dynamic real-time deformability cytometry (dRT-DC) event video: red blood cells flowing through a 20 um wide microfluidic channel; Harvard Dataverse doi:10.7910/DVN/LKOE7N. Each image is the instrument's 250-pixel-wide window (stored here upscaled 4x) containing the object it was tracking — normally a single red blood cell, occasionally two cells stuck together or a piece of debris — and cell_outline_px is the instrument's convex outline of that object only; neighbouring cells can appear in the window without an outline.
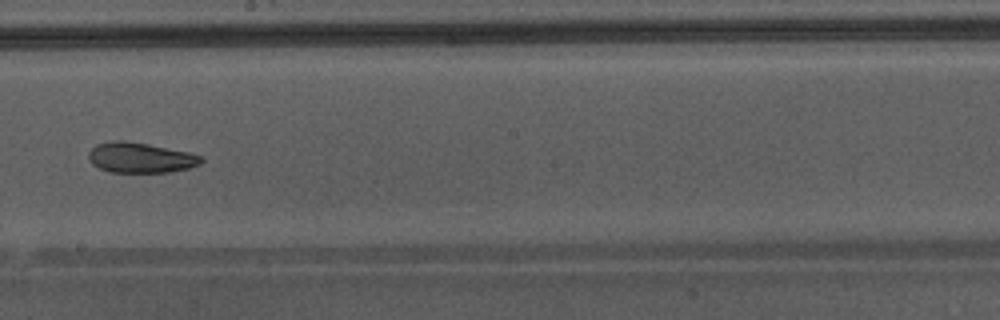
{"species": "Egyptian fruit bat (a non-hibernating species)", "species_latin": "Rousettus aegyptiacus", "temperature_condition": "warm", "stored_images_in_passage": 46, "camera_frame_rate_fps": 3000, "um_per_image_px": 0.085, "animal": {"sex": "male"}, "frame": {"image": 1, "passage_image": 27, "time_ms": 8.667, "image_size_px": [1000, 320], "cell_outline_px": [[204, 160], [200, 164], [188, 168], [168, 172], [108, 172], [92, 164], [88, 160], [88, 152], [96, 144], [116, 140], [124, 140], [148, 144], [188, 152], [204, 156]], "centroid_in_image_um": [11.93, 13.4], "position_along_channel_um": 236.3, "area_um2": 19.94}, "authors_computed_cell_mechanics": {"area_um2": 23.8425, "velocity_mm_per_s": 4.3412, "shape_relaxation_time_tau1_ms": null, "shape_relaxation_time_tau2_ms": 2.4274, "deformation_change_tau1": null, "deformation_change_tau2": 0.071}}